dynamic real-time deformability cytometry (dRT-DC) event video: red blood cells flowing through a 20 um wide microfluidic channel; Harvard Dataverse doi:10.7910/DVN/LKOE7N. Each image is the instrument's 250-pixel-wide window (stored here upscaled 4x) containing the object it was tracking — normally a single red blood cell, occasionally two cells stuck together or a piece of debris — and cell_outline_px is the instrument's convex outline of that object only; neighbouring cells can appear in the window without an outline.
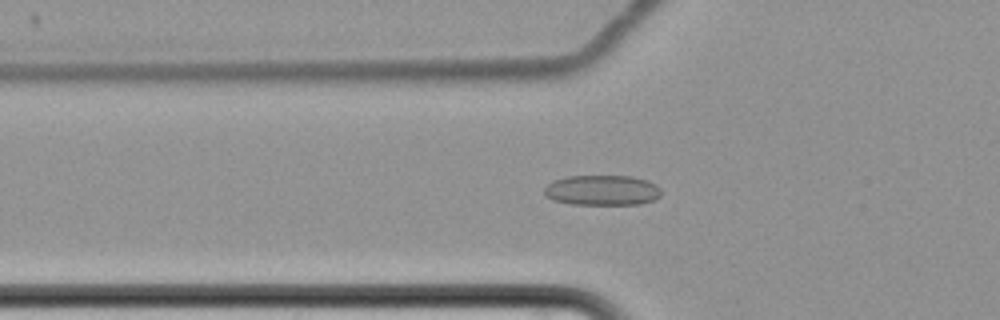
{"species": "common noctule bat (a hibernating species)", "species_latin": "Nyctalus noctula", "temperature_condition": "cold", "stored_images_in_passage": 66, "camera_frame_rate_fps": 3000, "um_per_image_px": 0.085, "animal": {"sex": "female", "body_mass_g": 22.7, "forearm_length_mm": 54.2}, "frame": {"image": 1, "passage_image": 27, "time_ms": 8.667, "image_size_px": [1000, 320], "cell_outline_px": [[660, 196], [652, 200], [640, 204], [572, 204], [552, 200], [544, 196], [544, 188], [552, 180], [568, 176], [632, 176], [648, 180], [656, 184], [660, 188]], "centroid_in_image_um": [51.16, 16.16], "position_along_channel_um": 74.6, "area_um2": 20.75}}
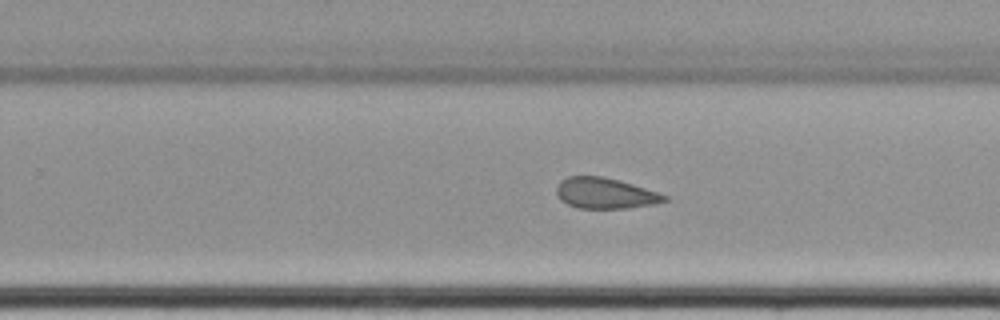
{"frame": {"image": 2, "passage_image": 45, "time_ms": 14.667, "image_size_px": [1000, 320], "cell_outline_px": [[668, 200], [656, 204], [628, 208], [580, 208], [568, 204], [560, 200], [556, 196], [556, 188], [560, 180], [568, 176], [604, 176], [632, 184], [668, 196]], "centroid_in_image_um": [51.41, 16.42], "position_along_channel_um": 278.4, "area_um2": 19.36}}
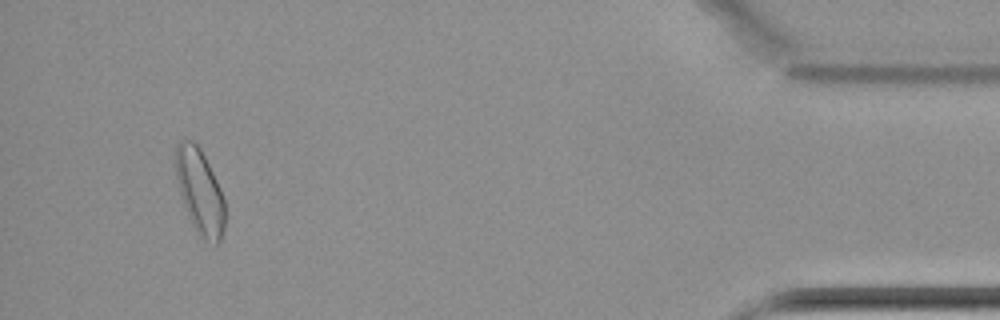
{"frame": {"image": 3, "passage_image": 63, "time_ms": 20.667, "image_size_px": [1000, 320], "cell_outline_px": [[224, 232], [216, 248], [196, 232], [188, 216], [176, 180], [172, 160], [176, 144], [180, 140], [192, 140], [200, 148], [224, 196]], "centroid_in_image_um": [16.95, 16.27], "position_along_channel_um": 418.2, "area_um2": 24.8}, "authors_computed_cell_mechanics": {"area_um2": 21.097, "velocity_mm_per_s": 3.4278, "shape_relaxation_time_tau1_ms": null, "shape_relaxation_time_tau2_ms": 2.5747, "deformation_change_tau1": null, "deformation_change_tau2": 0.086}}